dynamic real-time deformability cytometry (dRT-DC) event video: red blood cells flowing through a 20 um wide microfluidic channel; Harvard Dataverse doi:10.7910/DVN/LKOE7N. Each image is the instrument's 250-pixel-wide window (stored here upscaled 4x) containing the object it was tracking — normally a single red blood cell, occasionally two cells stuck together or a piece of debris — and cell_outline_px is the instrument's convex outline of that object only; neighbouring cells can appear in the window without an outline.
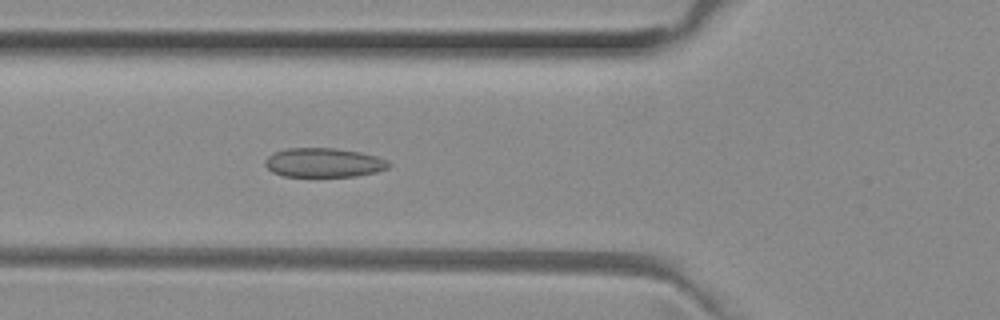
{"species": "common noctule bat (a hibernating species)", "species_latin": "Nyctalus noctula", "temperature_condition": "room temperature", "stored_images_in_passage": 51, "camera_frame_rate_fps": 3000, "um_per_image_px": 0.085, "animal": {"sex": "female", "body_mass_g": 29.2, "forearm_length_mm": 56.3}, "frame": {"image": 1, "passage_image": 18, "time_ms": 5.667, "image_size_px": [1000, 320], "cell_outline_px": [[392, 164], [388, 168], [376, 172], [356, 176], [284, 176], [272, 172], [264, 164], [264, 160], [268, 156], [276, 152], [288, 148], [336, 148], [360, 152], [376, 156], [388, 160]], "centroid_in_image_um": [27.54, 13.82], "position_along_channel_um": 98.3, "area_um2": 21.04}}
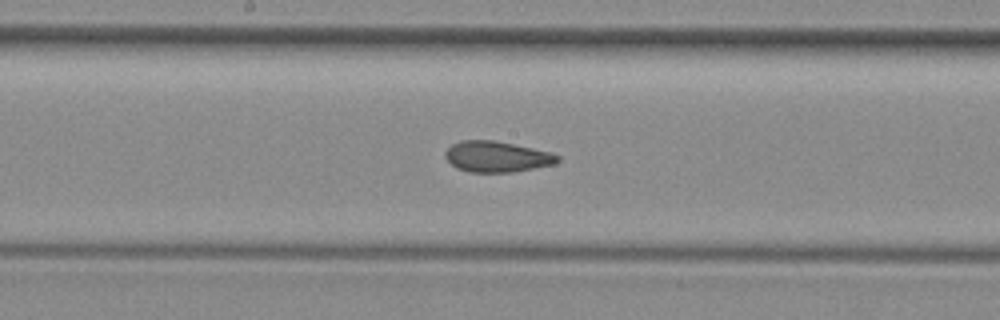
{"frame": {"image": 2, "passage_image": 26, "time_ms": 8.333, "image_size_px": [1000, 320], "cell_outline_px": [[560, 160], [556, 164], [512, 172], [468, 172], [456, 168], [444, 156], [444, 152], [452, 144], [460, 140], [496, 140], [552, 152], [560, 156]], "centroid_in_image_um": [42.25, 13.31], "position_along_channel_um": 206.0, "area_um2": 20.4}}
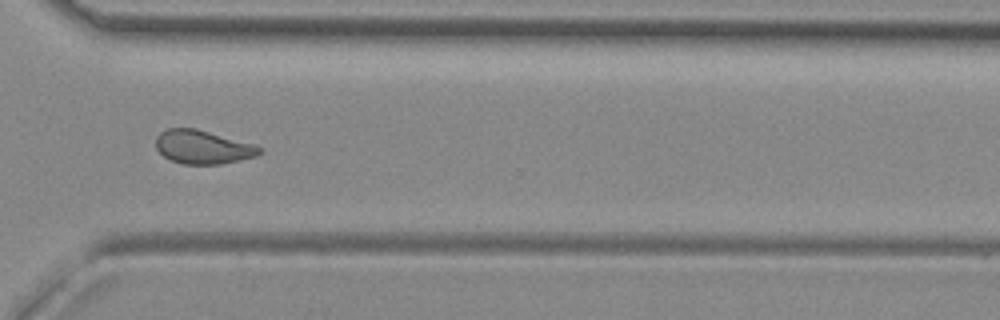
{"frame": {"image": 3, "passage_image": 37, "time_ms": 12.0, "image_size_px": [1000, 320], "cell_outline_px": [[264, 152], [256, 156], [240, 160], [220, 164], [184, 164], [172, 160], [164, 156], [156, 148], [156, 136], [160, 132], [168, 128], [196, 128], [256, 144], [264, 148]], "centroid_in_image_um": [17.29, 12.49], "position_along_channel_um": 353.3, "area_um2": 20.52}, "authors_computed_cell_mechanics": {"area_um2": 21.0392, "velocity_mm_per_s": 4.0221, "shape_relaxation_time_tau1_ms": null, "shape_relaxation_time_tau2_ms": 2.0237, "deformation_change_tau1": null, "deformation_change_tau2": 0.0771}}